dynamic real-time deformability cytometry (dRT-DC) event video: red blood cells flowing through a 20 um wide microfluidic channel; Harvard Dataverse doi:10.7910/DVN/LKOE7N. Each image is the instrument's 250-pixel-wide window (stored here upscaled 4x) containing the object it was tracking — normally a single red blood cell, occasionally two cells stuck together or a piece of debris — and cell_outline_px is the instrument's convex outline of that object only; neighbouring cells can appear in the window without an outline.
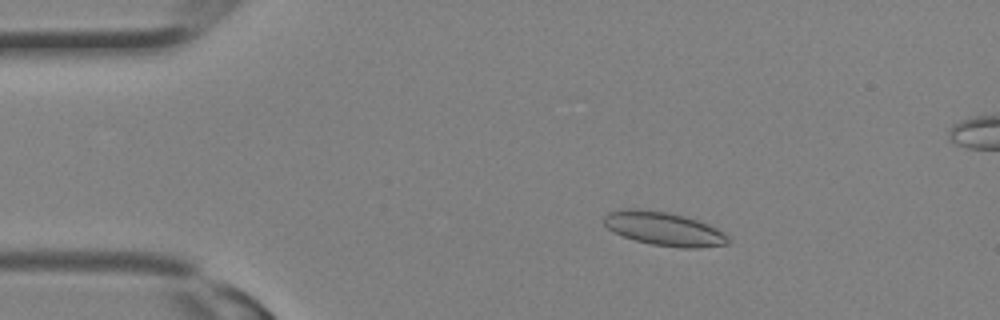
{"species": "Egyptian fruit bat (a non-hibernating species)", "species_latin": "Rousettus aegyptiacus", "temperature_condition": "room temperature", "stored_images_in_passage": 29, "segment_of_instrument_passage": [1, 2], "camera_frame_rate_fps": 3000, "um_per_image_px": 0.085, "animal": {"sex": "female"}, "frame": {"image": 1, "passage_image": 2, "time_ms": 0.333, "image_size_px": [1000, 320], "cell_outline_px": [[728, 244], [696, 248], [684, 248], [652, 244], [636, 240], [612, 232], [604, 224], [604, 216], [608, 212], [624, 208], [640, 208], [664, 212], [684, 216], [700, 220], [724, 232], [728, 236]], "centroid_in_image_um": [56.42, 19.43], "position_along_channel_um": 28.6, "area_um2": 24.33}}
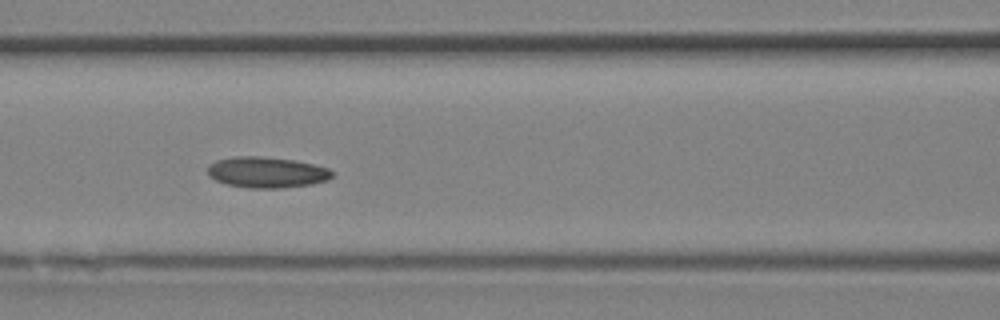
{"frame": {"image": 2, "passage_image": 10, "time_ms": 3.0, "image_size_px": [1000, 320], "cell_outline_px": [[332, 176], [328, 180], [312, 184], [284, 188], [252, 188], [228, 184], [216, 180], [208, 176], [208, 164], [216, 160], [236, 156], [264, 156], [292, 160], [312, 164], [328, 168], [332, 172]], "centroid_in_image_um": [22.65, 14.64], "position_along_channel_um": 143.9, "area_um2": 22.37}}
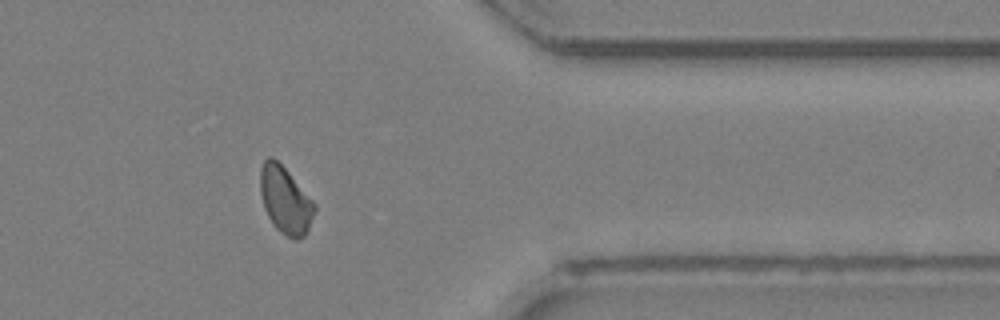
{"frame": {"image": 3, "passage_image": 22, "time_ms": 7.0, "image_size_px": [1000, 320], "cell_outline_px": [[316, 208], [308, 228], [304, 236], [296, 240], [280, 232], [272, 224], [264, 208], [260, 192], [260, 168], [264, 160], [268, 156], [272, 156], [288, 172], [316, 204]], "centroid_in_image_um": [24.23, 17.01], "position_along_channel_um": 387.2, "area_um2": 20.98}}